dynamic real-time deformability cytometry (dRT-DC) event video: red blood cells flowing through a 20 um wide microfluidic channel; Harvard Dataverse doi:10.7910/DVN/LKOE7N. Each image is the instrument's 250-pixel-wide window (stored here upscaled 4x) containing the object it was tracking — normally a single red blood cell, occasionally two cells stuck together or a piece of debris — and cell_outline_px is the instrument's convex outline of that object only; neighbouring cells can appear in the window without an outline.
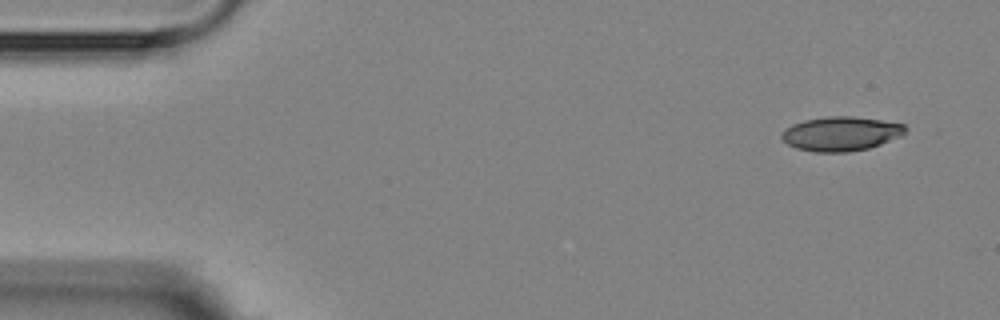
{"species": "Egyptian fruit bat (a non-hibernating species)", "species_latin": "Rousettus aegyptiacus", "temperature_condition": "room temperature", "stored_images_in_passage": 8, "camera_frame_rate_fps": 3000, "um_per_image_px": 0.085, "animal": {"sex": "female"}, "frame": {"image": 1, "passage_image": 1, "time_ms": 0.0, "image_size_px": [1000, 320], "cell_outline_px": [[908, 128], [900, 136], [880, 144], [868, 148], [848, 152], [816, 152], [796, 148], [788, 144], [780, 136], [784, 128], [792, 124], [804, 120], [828, 116], [852, 116], [880, 120], [904, 124]], "centroid_in_image_um": [71.45, 11.36], "position_along_channel_um": 13.5, "area_um2": 24.62}}
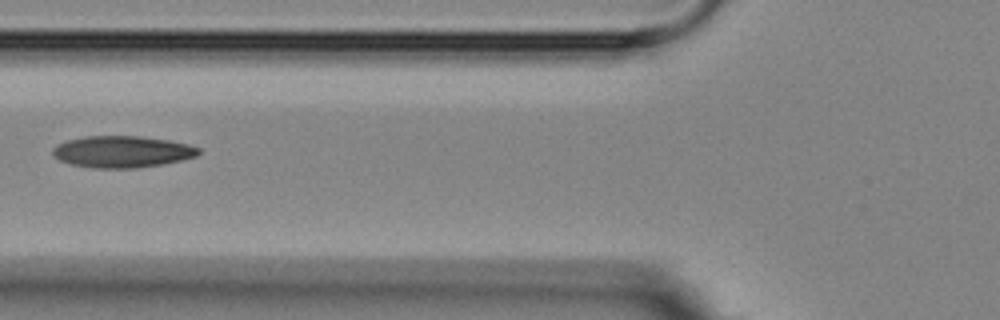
{"frame": {"image": 2, "passage_image": 6, "time_ms": 5.667, "image_size_px": [1000, 320], "cell_outline_px": [[200, 152], [196, 156], [180, 160], [160, 164], [132, 168], [92, 168], [72, 164], [60, 160], [52, 156], [52, 148], [56, 144], [68, 140], [84, 136], [140, 136], [168, 140], [188, 144], [200, 148]], "centroid_in_image_um": [10.34, 12.89], "position_along_channel_um": 115.5, "area_um2": 26.82}}
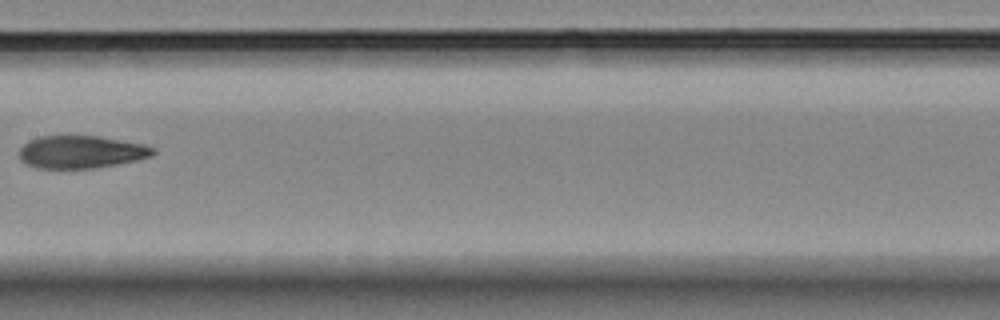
{"frame": {"image": 3, "passage_image": 8, "time_ms": 8.0, "image_size_px": [1000, 320], "cell_outline_px": [[156, 152], [152, 156], [136, 160], [96, 168], [36, 168], [24, 164], [20, 160], [20, 148], [28, 140], [40, 136], [100, 136], [144, 144], [156, 148]], "centroid_in_image_um": [6.89, 12.91], "position_along_channel_um": 200.5, "area_um2": 25.61}}